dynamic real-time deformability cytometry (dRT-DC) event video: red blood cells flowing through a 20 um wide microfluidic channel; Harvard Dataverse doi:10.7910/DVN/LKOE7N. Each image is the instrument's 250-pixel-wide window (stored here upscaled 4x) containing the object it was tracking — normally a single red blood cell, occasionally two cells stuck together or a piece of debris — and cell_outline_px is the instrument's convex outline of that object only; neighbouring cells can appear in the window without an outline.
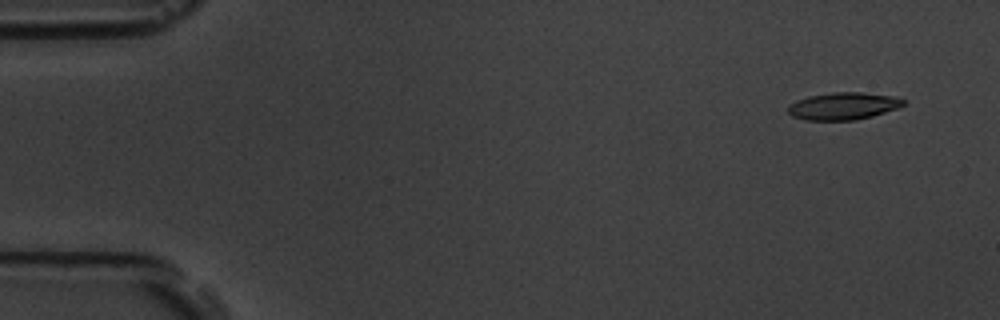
{"species": "common noctule bat (a hibernating species)", "species_latin": "Nyctalus noctula", "temperature_condition": "room temperature", "stored_images_in_passage": 6, "camera_frame_rate_fps": 3000, "um_per_image_px": 0.085, "animal": {"sex": "male", "body_mass_g": 19.5, "forearm_length_mm": 54.6}, "frame": {"image": 1, "passage_image": 2, "time_ms": 1.0, "image_size_px": [1000, 320], "cell_outline_px": [[904, 104], [900, 108], [872, 116], [856, 120], [804, 120], [792, 116], [788, 112], [788, 104], [796, 100], [808, 96], [832, 92], [860, 92], [900, 96], [904, 100]], "centroid_in_image_um": [71.7, 9.01], "position_along_channel_um": 13.3, "area_um2": 18.67}}